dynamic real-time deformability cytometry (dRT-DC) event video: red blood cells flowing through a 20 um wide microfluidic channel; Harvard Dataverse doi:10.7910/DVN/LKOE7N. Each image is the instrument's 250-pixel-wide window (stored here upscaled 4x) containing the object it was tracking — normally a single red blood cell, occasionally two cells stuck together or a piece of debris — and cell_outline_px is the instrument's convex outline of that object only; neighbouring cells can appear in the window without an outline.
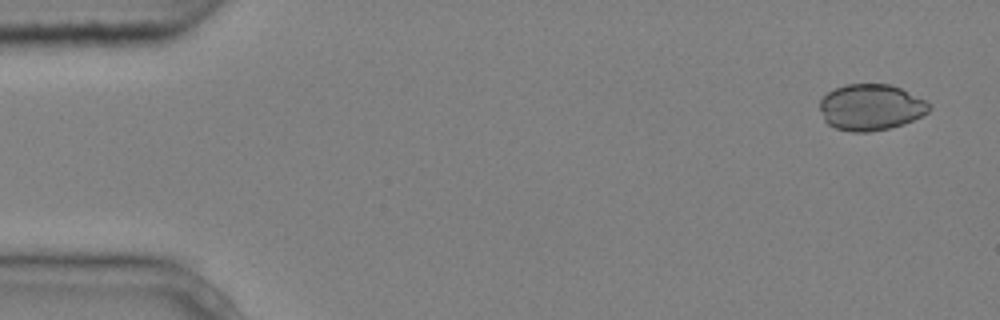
{"species": "common noctule bat (a hibernating species)", "species_latin": "Nyctalus noctula", "temperature_condition": "cold", "stored_images_in_passage": 9, "camera_frame_rate_fps": 3000, "um_per_image_px": 0.085, "animal": {"sex": "male", "body_mass_g": 20.4}, "frame": {"image": 1, "passage_image": 1, "time_ms": 0.0, "image_size_px": [1000, 320], "cell_outline_px": [[932, 108], [928, 112], [904, 124], [888, 128], [868, 132], [852, 132], [836, 128], [828, 124], [824, 120], [820, 108], [820, 100], [828, 92], [844, 84], [888, 84], [900, 88], [932, 104]], "centroid_in_image_um": [74.01, 9.12], "position_along_channel_um": 11.0, "area_um2": 29.3}}
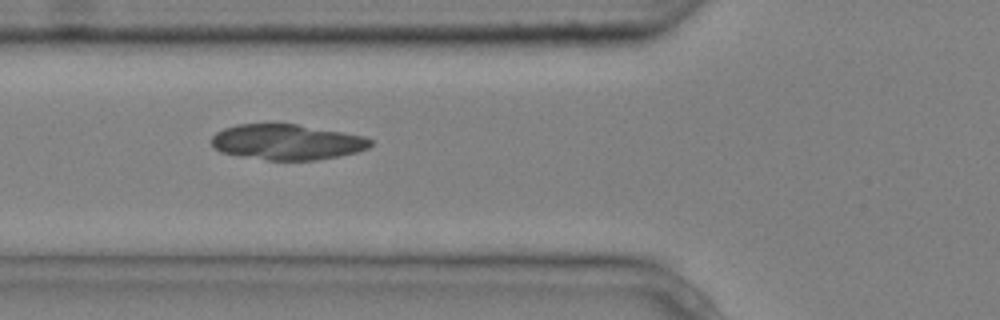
{"frame": {"image": 2, "passage_image": 6, "time_ms": 1.667, "image_size_px": [1000, 320], "cell_outline_px": [[372, 144], [368, 148], [356, 152], [340, 156], [316, 160], [268, 160], [240, 156], [220, 152], [212, 144], [212, 136], [216, 132], [224, 128], [236, 124], [296, 124], [364, 136], [372, 140]], "centroid_in_image_um": [24.38, 12.08], "position_along_channel_um": 101.4, "area_um2": 32.77}}